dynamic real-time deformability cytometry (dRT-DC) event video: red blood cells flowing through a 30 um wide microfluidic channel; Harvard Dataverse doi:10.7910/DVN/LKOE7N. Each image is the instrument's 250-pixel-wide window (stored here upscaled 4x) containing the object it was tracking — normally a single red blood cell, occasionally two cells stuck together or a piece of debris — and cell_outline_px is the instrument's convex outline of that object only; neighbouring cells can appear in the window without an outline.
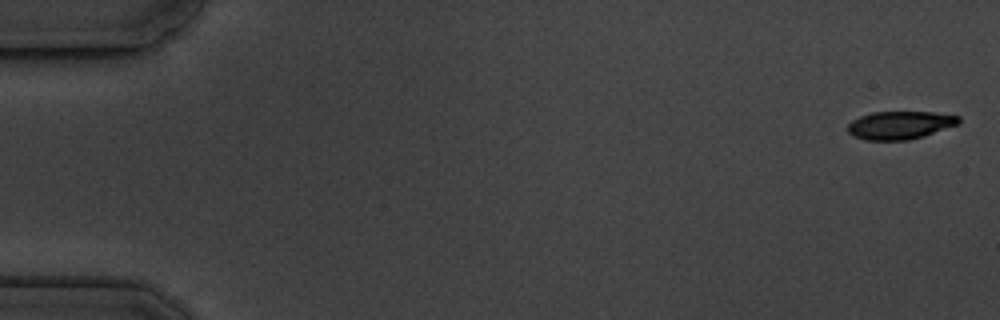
{"species": "common noctule bat (a hibernating species)", "species_latin": "Nyctalus noctula", "temperature_condition": "cold", "stored_images_in_passage": 4, "camera_frame_rate_fps": 3000, "um_per_image_px": 0.085, "animal": {"sex": "male", "body_mass_g": 19.5, "forearm_length_mm": 54.6}, "frame": {"image": 1, "passage_image": 1, "time_ms": 0.0, "image_size_px": [1000, 320], "cell_outline_px": [[960, 124], [924, 136], [908, 140], [868, 140], [852, 136], [848, 132], [848, 124], [852, 120], [860, 116], [872, 112], [932, 112], [960, 116]], "centroid_in_image_um": [76.51, 10.64], "position_along_channel_um": 8.5, "area_um2": 18.21}}
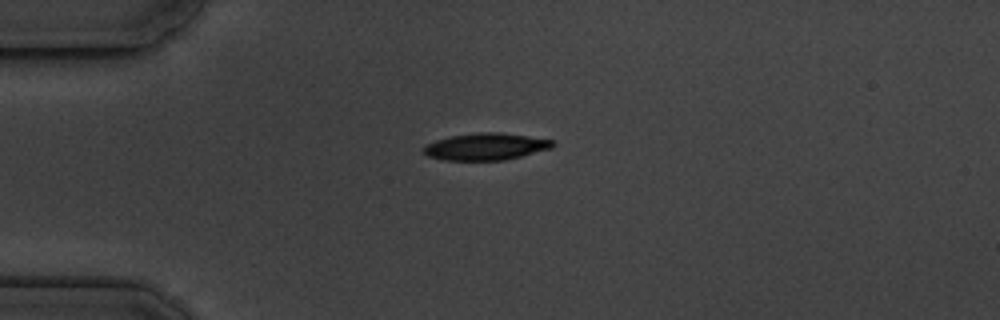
{"frame": {"image": 2, "passage_image": 4, "time_ms": 4.333, "image_size_px": [1000, 320], "cell_outline_px": [[556, 144], [552, 148], [504, 160], [444, 160], [428, 156], [424, 152], [424, 144], [436, 140], [452, 136], [476, 132], [500, 132], [556, 140]], "centroid_in_image_um": [41.32, 12.45], "position_along_channel_um": 43.7, "area_um2": 20.29}}